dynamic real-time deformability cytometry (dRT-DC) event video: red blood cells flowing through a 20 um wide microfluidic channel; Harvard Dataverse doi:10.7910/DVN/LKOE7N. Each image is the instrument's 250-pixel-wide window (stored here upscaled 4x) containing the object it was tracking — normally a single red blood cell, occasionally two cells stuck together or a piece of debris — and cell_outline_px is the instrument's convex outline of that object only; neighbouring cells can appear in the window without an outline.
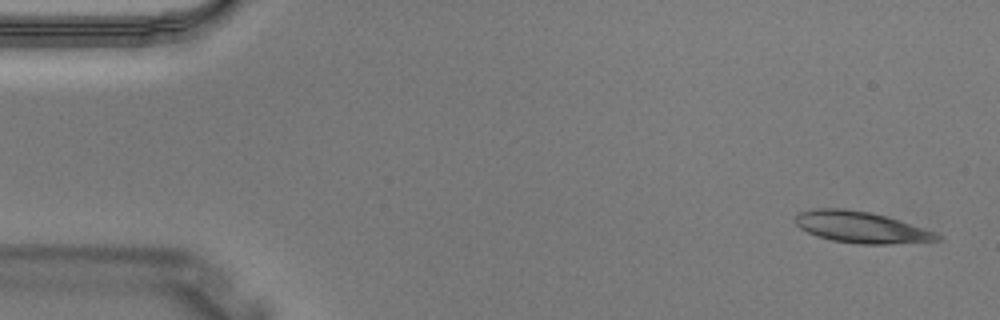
{"species": "Egyptian fruit bat (a non-hibernating species)", "species_latin": "Rousettus aegyptiacus", "temperature_condition": "warm", "stored_images_in_passage": 3, "camera_frame_rate_fps": 3000, "um_per_image_px": 0.085, "animal": {"sex": "male"}, "frame": {"image": 1, "passage_image": 1, "time_ms": 0.0, "image_size_px": [1000, 320], "cell_outline_px": [[940, 240], [888, 244], [860, 244], [832, 240], [816, 236], [800, 228], [796, 224], [796, 216], [800, 212], [812, 208], [844, 208], [872, 212], [924, 228], [940, 236]], "centroid_in_image_um": [73.14, 19.3], "position_along_channel_um": 11.9, "area_um2": 25.66}}